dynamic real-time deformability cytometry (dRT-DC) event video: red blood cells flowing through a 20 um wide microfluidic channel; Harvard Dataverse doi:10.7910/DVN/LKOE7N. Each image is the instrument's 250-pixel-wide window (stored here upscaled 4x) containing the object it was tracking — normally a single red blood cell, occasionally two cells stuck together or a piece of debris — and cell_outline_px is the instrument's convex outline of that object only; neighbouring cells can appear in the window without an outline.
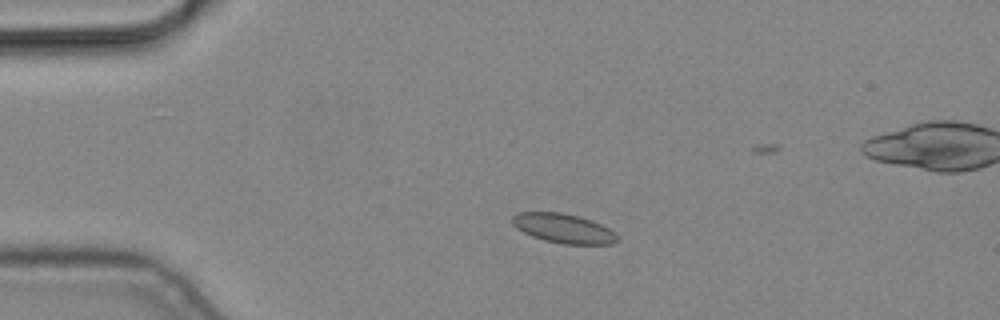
{"species": "common noctule bat (a hibernating species)", "species_latin": "Nyctalus noctula", "temperature_condition": "cold", "stored_images_in_passage": 5, "camera_frame_rate_fps": 3000, "um_per_image_px": 0.085, "animal": {"sex": "male", "body_mass_g": 19.2, "forearm_length_mm": 51.8}, "frame": {"image": 1, "passage_image": 3, "time_ms": 0.667, "image_size_px": [1000, 320], "cell_outline_px": [[620, 240], [612, 244], [564, 244], [544, 240], [532, 236], [516, 228], [512, 224], [512, 216], [520, 212], [560, 212], [580, 216], [592, 220], [616, 232]], "centroid_in_image_um": [47.92, 19.41], "position_along_channel_um": 37.1, "area_um2": 18.09}}